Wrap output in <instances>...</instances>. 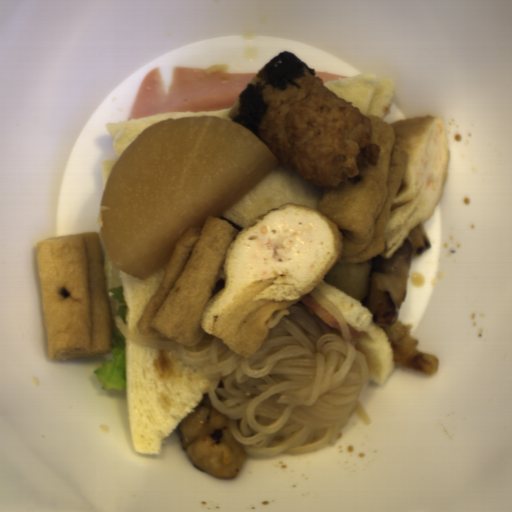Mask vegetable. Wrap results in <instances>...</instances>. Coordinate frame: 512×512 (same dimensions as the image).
Returning <instances> with one entry per match:
<instances>
[{
    "mask_svg": "<svg viewBox=\"0 0 512 512\" xmlns=\"http://www.w3.org/2000/svg\"><path fill=\"white\" fill-rule=\"evenodd\" d=\"M379 327L390 342L396 366L417 370L430 376L437 372L438 356L417 350L420 341L410 334L412 324H403L396 320L390 326Z\"/></svg>",
    "mask_w": 512,
    "mask_h": 512,
    "instance_id": "1",
    "label": "vegetable"
},
{
    "mask_svg": "<svg viewBox=\"0 0 512 512\" xmlns=\"http://www.w3.org/2000/svg\"><path fill=\"white\" fill-rule=\"evenodd\" d=\"M406 239L416 254L425 252L433 245L423 224L411 228Z\"/></svg>",
    "mask_w": 512,
    "mask_h": 512,
    "instance_id": "2",
    "label": "vegetable"
}]
</instances>
